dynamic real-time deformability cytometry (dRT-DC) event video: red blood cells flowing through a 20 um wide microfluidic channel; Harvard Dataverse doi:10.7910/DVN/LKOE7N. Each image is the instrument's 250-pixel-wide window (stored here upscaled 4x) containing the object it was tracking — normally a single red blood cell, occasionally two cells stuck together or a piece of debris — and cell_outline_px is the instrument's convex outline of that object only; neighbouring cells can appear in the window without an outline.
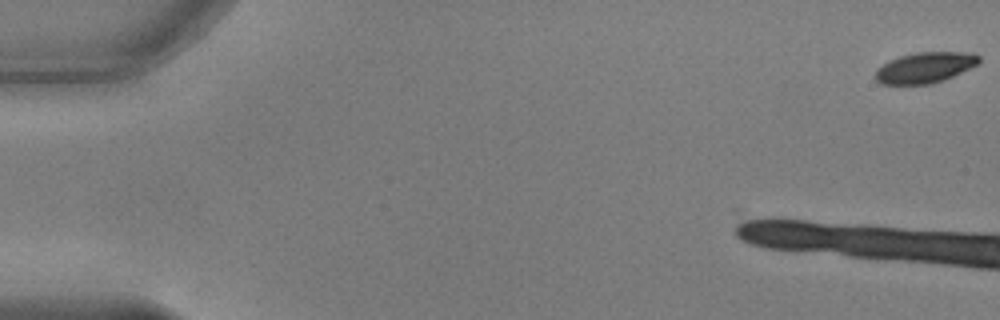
{"species": "common noctule bat (a hibernating species)", "species_latin": "Nyctalus noctula", "temperature_condition": "warm", "stored_images_in_passage": 11, "camera_frame_rate_fps": 3000, "um_per_image_px": 0.085, "animal": {"sex": "male", "body_mass_g": 17.9, "forearm_length_mm": 54.2}, "frame": {"image": 1, "passage_image": 1, "time_ms": 0.0, "image_size_px": [1000, 320], "cell_outline_px": [[980, 60], [976, 64], [944, 80], [932, 84], [880, 84], [876, 80], [876, 68], [900, 56], [916, 52], [964, 52], [980, 56]], "centroid_in_image_um": [78.59, 5.75], "position_along_channel_um": 6.4, "area_um2": 18.21}}